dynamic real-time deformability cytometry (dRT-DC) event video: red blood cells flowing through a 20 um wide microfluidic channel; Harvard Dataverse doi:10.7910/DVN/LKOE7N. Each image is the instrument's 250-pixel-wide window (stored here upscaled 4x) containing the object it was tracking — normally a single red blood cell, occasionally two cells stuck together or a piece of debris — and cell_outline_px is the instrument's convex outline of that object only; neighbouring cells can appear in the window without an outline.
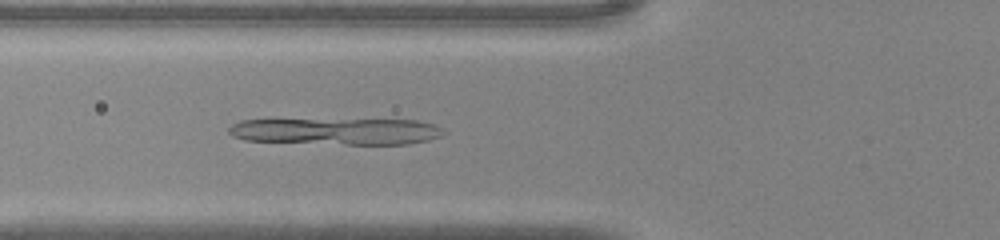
{"species": "common noctule bat (a hibernating species)", "species_latin": "Nyctalus noctula", "temperature_condition": "warm", "stored_images_in_passage": 32, "camera_frame_rate_fps": 3000, "um_per_image_px": 0.085, "animal": {"sex": "male", "body_mass_g": 20.0, "forearm_length_mm": 53.3}, "frame": {"image": 1, "passage_image": 5, "time_ms": 1.333, "image_size_px": [1000, 240], "cell_outline_px": [[444, 132], [440, 136], [428, 140], [408, 144], [348, 144], [244, 140], [232, 136], [228, 132], [228, 128], [232, 124], [240, 120], [416, 120], [436, 124]], "centroid_in_image_um": [28.6, 11.16], "position_along_channel_um": 97.2, "area_um2": 33.0}}